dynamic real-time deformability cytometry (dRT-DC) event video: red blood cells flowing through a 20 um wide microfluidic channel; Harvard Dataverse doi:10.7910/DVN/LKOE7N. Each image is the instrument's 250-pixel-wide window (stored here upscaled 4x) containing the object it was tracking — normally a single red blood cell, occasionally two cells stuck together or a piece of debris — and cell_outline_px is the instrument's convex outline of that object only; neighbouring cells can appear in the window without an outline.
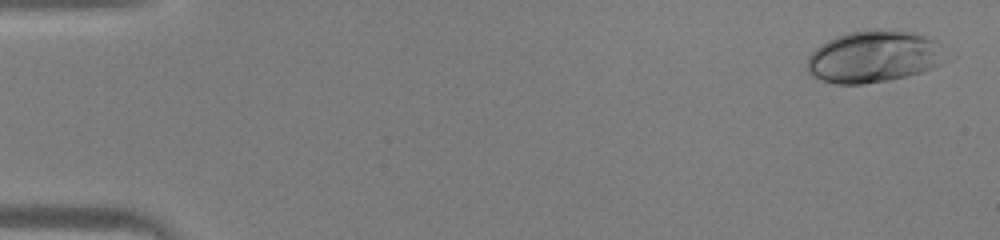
{"species": "human", "species_latin": "Homo sapiens", "temperature_condition": "warm", "stored_images_in_passage": 45, "camera_frame_rate_fps": 3000, "um_per_image_px": 0.085, "donor": {"sex": "male"}, "frame": {"image": 1, "passage_image": 2, "time_ms": 0.333, "image_size_px": [1000, 240], "cell_outline_px": [[940, 64], [932, 68], [920, 72], [888, 80], [860, 84], [836, 84], [820, 80], [812, 76], [808, 72], [808, 56], [820, 44], [836, 36], [848, 32], [872, 28], [876, 28], [908, 32], [924, 36], [936, 40]], "centroid_in_image_um": [74.14, 4.81], "position_along_channel_um": 10.9, "area_um2": 41.15}}
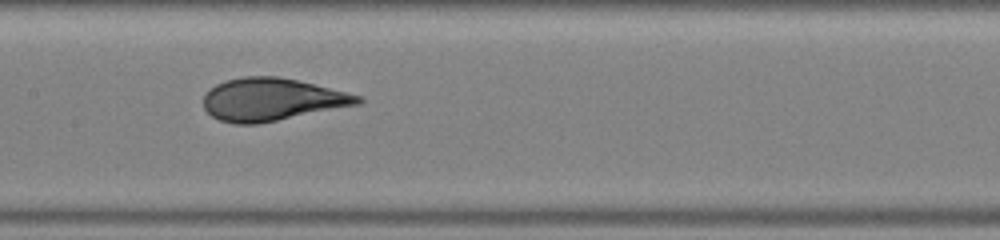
{"frame": {"image": 2, "passage_image": 23, "time_ms": 7.333, "image_size_px": [1000, 240], "cell_outline_px": [[364, 100], [360, 104], [256, 124], [236, 124], [220, 120], [212, 116], [204, 108], [204, 92], [216, 84], [228, 80], [244, 76], [276, 76], [296, 80], [360, 96]], "centroid_in_image_um": [23.05, 8.46], "position_along_channel_um": 184.3, "area_um2": 37.8}}
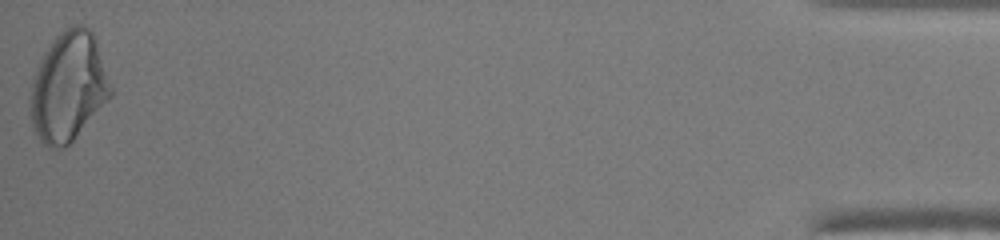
{"frame": {"image": 3, "passage_image": 45, "time_ms": 14.667, "image_size_px": [1000, 240], "cell_outline_px": [[112, 96], [72, 140], [64, 148], [48, 148], [40, 140], [32, 128], [28, 104], [28, 100], [32, 76], [40, 56], [52, 40], [64, 28], [72, 24], [80, 24], [88, 28], [92, 32], [112, 88]], "centroid_in_image_um": [5.74, 7.38], "position_along_channel_um": 429.5, "area_um2": 51.56}}